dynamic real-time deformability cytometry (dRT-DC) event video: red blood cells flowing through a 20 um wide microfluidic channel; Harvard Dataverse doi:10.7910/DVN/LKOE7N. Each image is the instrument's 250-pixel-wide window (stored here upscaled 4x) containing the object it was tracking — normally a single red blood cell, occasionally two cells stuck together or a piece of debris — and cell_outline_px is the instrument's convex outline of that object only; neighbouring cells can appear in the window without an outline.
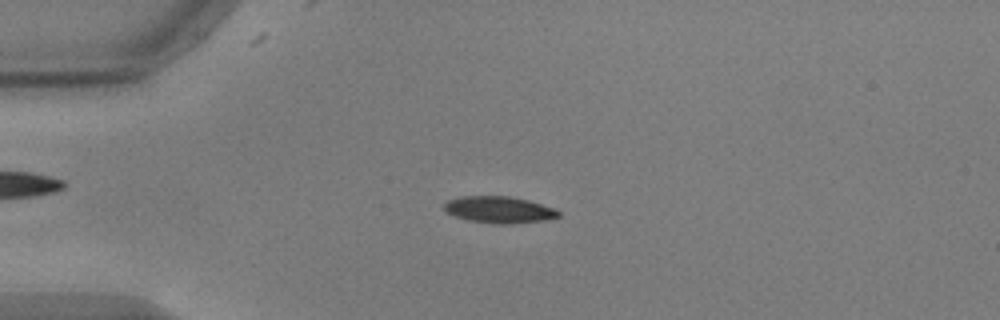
{"species": "common noctule bat (a hibernating species)", "species_latin": "Nyctalus noctula", "temperature_condition": "warm", "stored_images_in_passage": 51, "camera_frame_rate_fps": 3000, "um_per_image_px": 0.085, "animal": {"sex": "male", "body_mass_g": 17.9, "forearm_length_mm": 54.2}, "frame": {"image": 1, "passage_image": 10, "time_ms": 3.0, "image_size_px": [1000, 320], "cell_outline_px": [[560, 216], [544, 220], [512, 224], [496, 224], [468, 220], [456, 216], [448, 212], [444, 208], [444, 204], [448, 200], [460, 196], [508, 196], [528, 200], [556, 208], [560, 212]], "centroid_in_image_um": [42.45, 17.82], "position_along_channel_um": 42.5, "area_um2": 17.74}}
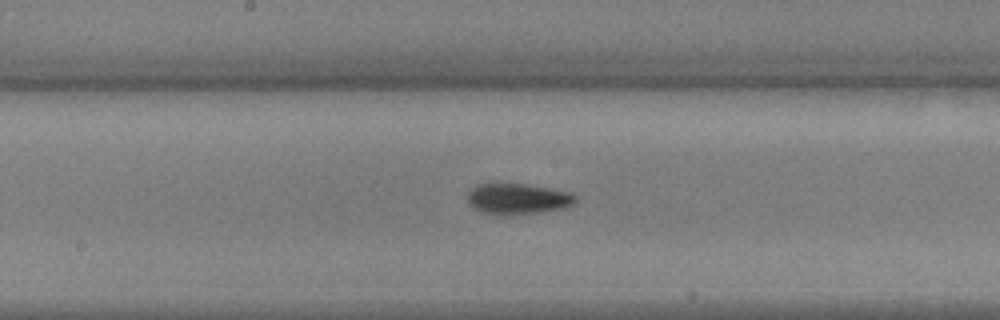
{"frame": {"image": 2, "passage_image": 25, "time_ms": 8.0, "image_size_px": [1000, 320], "cell_outline_px": [[576, 200], [572, 204], [564, 208], [536, 212], [484, 212], [468, 204], [468, 192], [476, 184], [488, 180], [524, 184], [552, 188], [572, 192], [576, 196]], "centroid_in_image_um": [43.99, 16.8], "position_along_channel_um": 204.2, "area_um2": 19.25}}
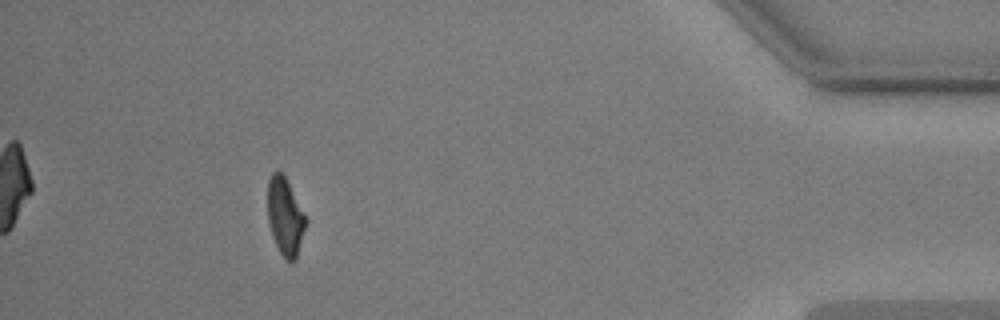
{"frame": {"image": 3, "passage_image": 46, "time_ms": 15.0, "image_size_px": [1000, 320], "cell_outline_px": [[308, 220], [296, 260], [292, 264], [284, 260], [272, 236], [268, 220], [268, 180], [272, 172], [280, 172], [284, 176], [304, 212]], "centroid_in_image_um": [24.25, 18.48], "position_along_channel_um": 410.9, "area_um2": 17.28}, "authors_computed_cell_mechanics": {"area_um2": 18.3226, "velocity_mm_per_s": 3.7306, "shape_relaxation_time_tau1_ms": 3.6554, "shape_relaxation_time_tau2_ms": 5.1366, "deformation_change_tau1": 0.1562, "deformation_change_tau2": 0.116}}